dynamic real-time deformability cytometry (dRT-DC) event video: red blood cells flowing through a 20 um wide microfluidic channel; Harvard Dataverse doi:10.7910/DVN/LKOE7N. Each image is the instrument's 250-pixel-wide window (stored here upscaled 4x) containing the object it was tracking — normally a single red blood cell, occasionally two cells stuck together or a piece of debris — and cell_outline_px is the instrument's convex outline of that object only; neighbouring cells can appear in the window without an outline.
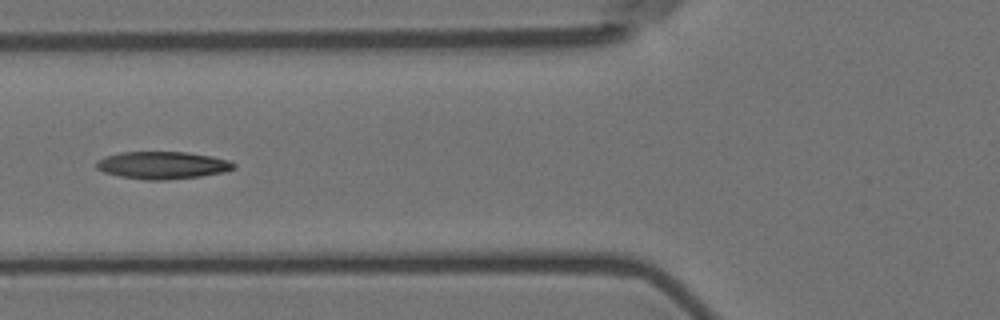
{"species": "Egyptian fruit bat (a non-hibernating species)", "species_latin": "Rousettus aegyptiacus", "temperature_condition": "room temperature", "stored_images_in_passage": 11, "camera_frame_rate_fps": 3000, "um_per_image_px": 0.085, "animal": {"sex": "female"}, "frame": {"image": 1, "passage_image": 7, "time_ms": 8.0, "image_size_px": [1000, 320], "cell_outline_px": [[236, 168], [224, 172], [200, 176], [164, 180], [144, 180], [120, 176], [104, 172], [96, 168], [96, 160], [104, 156], [120, 152], [188, 152], [212, 156], [228, 160], [236, 164]], "centroid_in_image_um": [13.8, 14.04], "position_along_channel_um": 112.0, "area_um2": 22.08}}
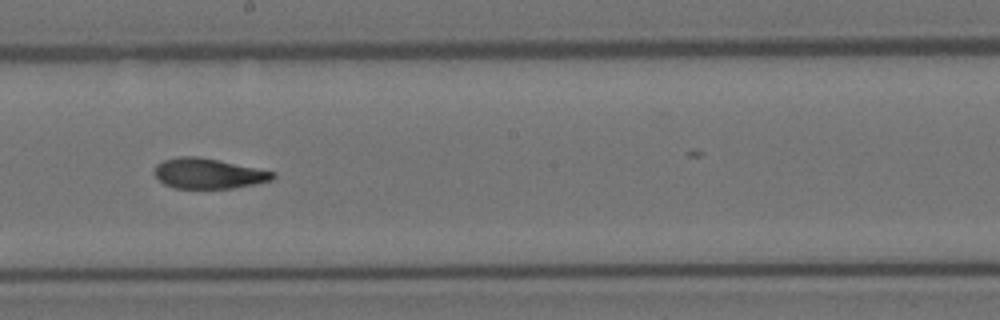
{"frame": {"image": 2, "passage_image": 10, "time_ms": 11.333, "image_size_px": [1000, 320], "cell_outline_px": [[276, 176], [272, 180], [232, 188], [176, 188], [164, 184], [152, 172], [156, 164], [164, 160], [180, 156], [196, 156], [276, 172]], "centroid_in_image_um": [17.68, 14.75], "position_along_channel_um": 230.5, "area_um2": 20.63}}
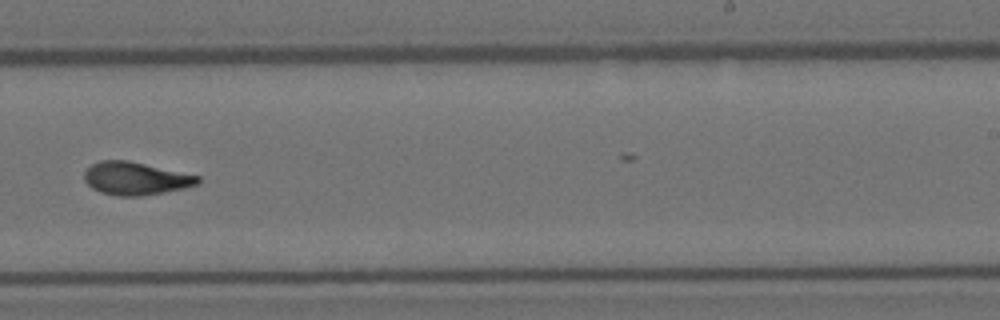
{"frame": {"image": 3, "passage_image": 11, "time_ms": 12.667, "image_size_px": [1000, 320], "cell_outline_px": [[200, 184], [184, 188], [164, 192], [140, 196], [116, 196], [100, 192], [92, 188], [84, 180], [84, 172], [92, 164], [100, 160], [128, 160], [200, 176]], "centroid_in_image_um": [11.52, 15.17], "position_along_channel_um": 277.5, "area_um2": 21.79}}